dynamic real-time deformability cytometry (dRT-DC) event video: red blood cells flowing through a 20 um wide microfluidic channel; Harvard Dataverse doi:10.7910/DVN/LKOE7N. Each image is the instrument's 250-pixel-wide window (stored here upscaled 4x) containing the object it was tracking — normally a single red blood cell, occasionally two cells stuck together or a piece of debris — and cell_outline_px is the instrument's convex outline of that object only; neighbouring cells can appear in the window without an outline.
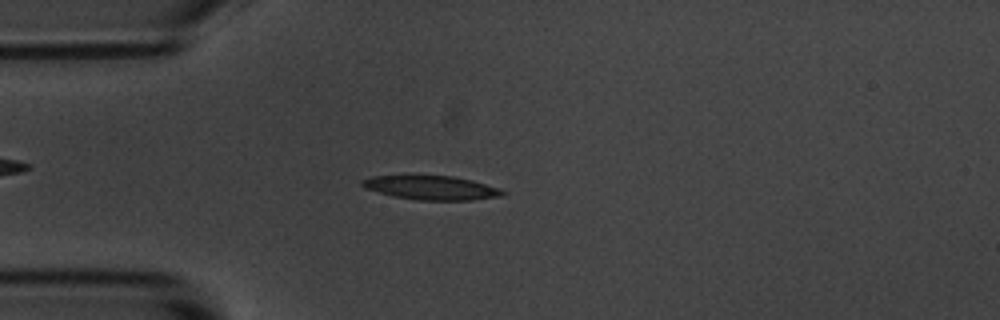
{"species": "common noctule bat (a hibernating species)", "species_latin": "Nyctalus noctula", "temperature_condition": "room temperature", "stored_images_in_passage": 3, "camera_frame_rate_fps": 3000, "um_per_image_px": 0.085, "animal": {"sex": "male", "body_mass_g": 20.1, "forearm_length_mm": 53.5}, "frame": {"image": 1, "passage_image": 3, "time_ms": 3.0, "image_size_px": [1000, 320], "cell_outline_px": [[508, 192], [504, 196], [472, 200], [420, 200], [396, 196], [364, 188], [360, 184], [360, 180], [372, 176], [452, 176], [472, 180], [500, 188]], "centroid_in_image_um": [36.73, 15.96], "position_along_channel_um": 48.3, "area_um2": 19.54}}